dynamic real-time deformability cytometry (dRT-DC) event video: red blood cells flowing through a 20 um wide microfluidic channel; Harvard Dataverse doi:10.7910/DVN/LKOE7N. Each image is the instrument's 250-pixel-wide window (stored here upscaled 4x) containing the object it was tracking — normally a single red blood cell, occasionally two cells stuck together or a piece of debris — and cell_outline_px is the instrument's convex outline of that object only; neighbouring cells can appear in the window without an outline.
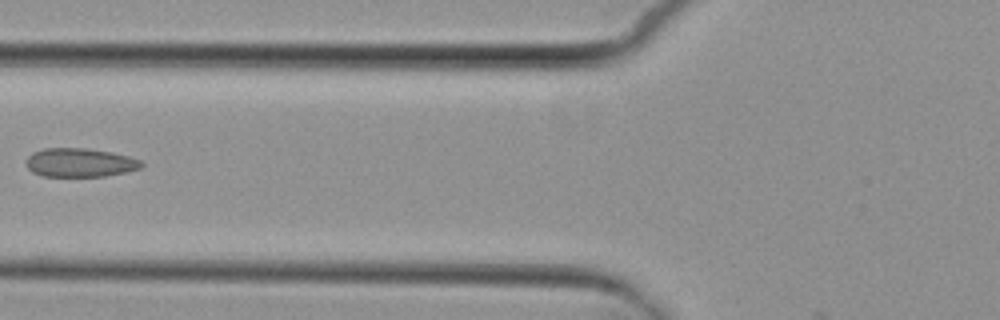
{"species": "common noctule bat (a hibernating species)", "species_latin": "Nyctalus noctula", "temperature_condition": "cold", "stored_images_in_passage": 3, "camera_frame_rate_fps": 3000, "um_per_image_px": 0.085, "animal": {"sex": "female", "body_mass_g": 29.2, "forearm_length_mm": 56.3}, "frame": {"image": 1, "passage_image": 3, "time_ms": 2.333, "image_size_px": [1000, 320], "cell_outline_px": [[144, 164], [140, 168], [124, 172], [104, 176], [40, 176], [32, 172], [28, 168], [28, 156], [32, 152], [44, 148], [88, 148], [112, 152], [128, 156], [140, 160]], "centroid_in_image_um": [6.79, 13.81], "position_along_channel_um": 119.0, "area_um2": 19.25}}